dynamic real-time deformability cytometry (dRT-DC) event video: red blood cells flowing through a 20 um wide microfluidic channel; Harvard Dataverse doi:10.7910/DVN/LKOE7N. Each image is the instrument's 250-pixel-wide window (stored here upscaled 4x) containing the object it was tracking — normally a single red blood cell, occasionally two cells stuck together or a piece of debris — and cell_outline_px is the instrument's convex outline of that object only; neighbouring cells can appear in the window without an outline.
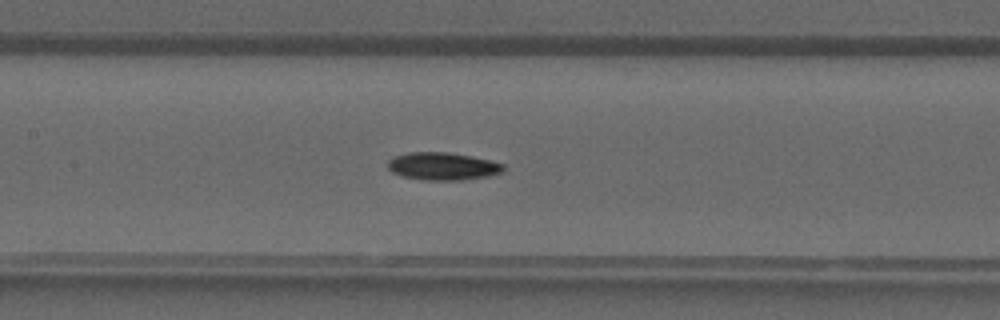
{"species": "common noctule bat (a hibernating species)", "species_latin": "Nyctalus noctula", "temperature_condition": "warm", "stored_images_in_passage": 33, "camera_frame_rate_fps": 3000, "um_per_image_px": 0.085, "animal": {"sex": "male", "forearm_length_mm": 52.5}, "frame": {"image": 1, "passage_image": 19, "time_ms": 6.0, "image_size_px": [1000, 320], "cell_outline_px": [[504, 172], [488, 176], [460, 180], [424, 180], [404, 176], [392, 172], [388, 168], [388, 160], [396, 156], [408, 152], [448, 152], [472, 156], [504, 164]], "centroid_in_image_um": [37.64, 14.13], "position_along_channel_um": 169.8, "area_um2": 18.55}}
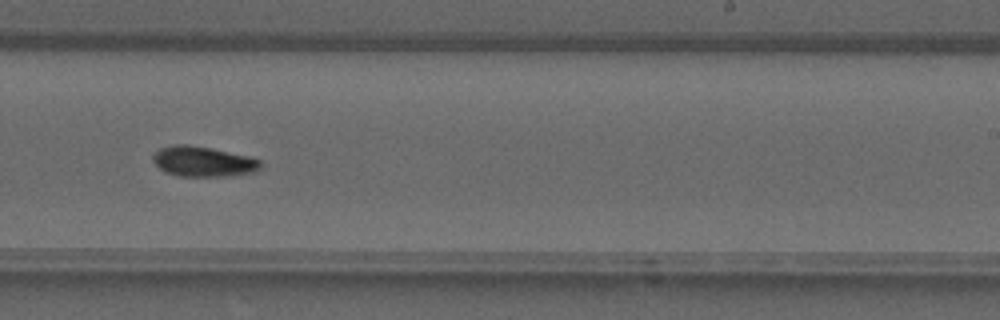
{"frame": {"image": 2, "passage_image": 25, "time_ms": 8.0, "image_size_px": [1000, 320], "cell_outline_px": [[260, 168], [256, 172], [228, 176], [176, 176], [164, 172], [152, 160], [152, 156], [160, 148], [176, 144], [184, 144], [208, 148], [248, 156], [260, 160]], "centroid_in_image_um": [17.25, 13.74], "position_along_channel_um": 271.8, "area_um2": 18.79}}
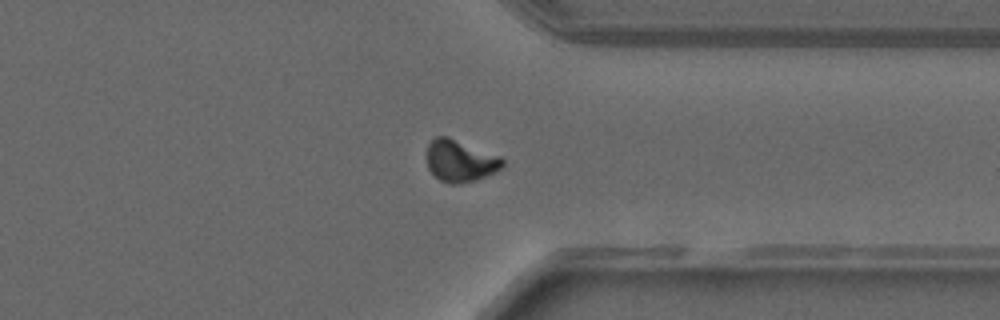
{"frame": {"image": 3, "passage_image": 31, "time_ms": 10.0, "image_size_px": [1000, 320], "cell_outline_px": [[504, 164], [500, 168], [476, 180], [460, 184], [448, 184], [440, 180], [428, 168], [428, 144], [436, 136], [448, 136], [500, 156], [504, 160]], "centroid_in_image_um": [39.11, 13.67], "position_along_channel_um": 372.3, "area_um2": 18.26}}